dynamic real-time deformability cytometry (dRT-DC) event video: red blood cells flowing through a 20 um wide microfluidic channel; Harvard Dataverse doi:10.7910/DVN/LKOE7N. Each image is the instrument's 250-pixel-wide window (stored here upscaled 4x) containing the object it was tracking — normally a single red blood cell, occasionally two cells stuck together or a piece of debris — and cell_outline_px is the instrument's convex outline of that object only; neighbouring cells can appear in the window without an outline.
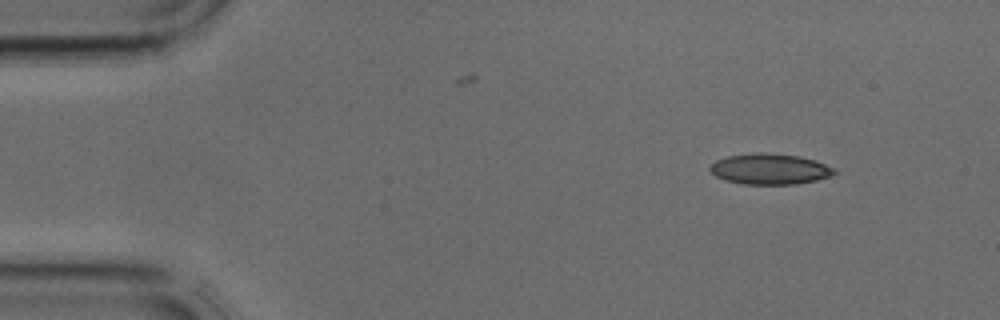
{"species": "common noctule bat (a hibernating species)", "species_latin": "Nyctalus noctula", "temperature_condition": "cold", "stored_images_in_passage": 3, "camera_frame_rate_fps": 3000, "um_per_image_px": 0.085, "animal": {"sex": "male", "body_mass_g": 17.9, "forearm_length_mm": 54.2}, "frame": {"image": 1, "passage_image": 1, "time_ms": 0.0, "image_size_px": [1000, 320], "cell_outline_px": [[840, 172], [832, 176], [816, 180], [796, 184], [744, 184], [724, 180], [716, 176], [708, 168], [716, 160], [728, 156], [756, 152], [764, 152], [796, 156], [816, 160], [836, 168]], "centroid_in_image_um": [65.48, 14.37], "position_along_channel_um": 19.5, "area_um2": 22.43}}
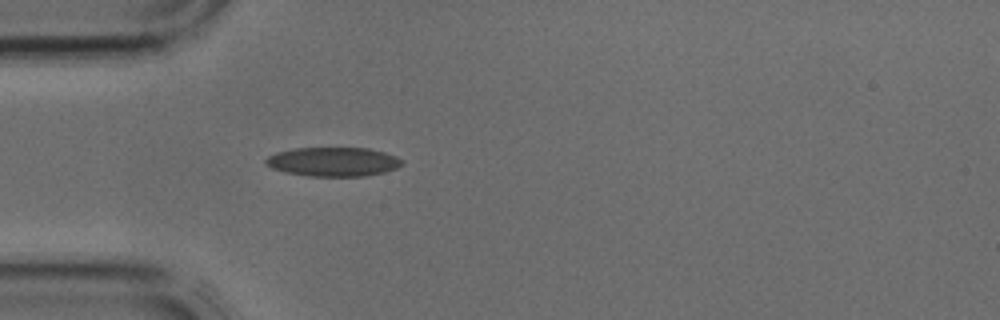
{"frame": {"image": 2, "passage_image": 3, "time_ms": 0.667, "image_size_px": [1000, 320], "cell_outline_px": [[404, 164], [396, 168], [384, 172], [364, 176], [308, 176], [284, 172], [272, 168], [264, 164], [264, 160], [268, 156], [276, 152], [296, 148], [368, 148], [384, 152], [396, 156], [404, 160]], "centroid_in_image_um": [28.32, 13.75], "position_along_channel_um": 56.7, "area_um2": 23.24}}